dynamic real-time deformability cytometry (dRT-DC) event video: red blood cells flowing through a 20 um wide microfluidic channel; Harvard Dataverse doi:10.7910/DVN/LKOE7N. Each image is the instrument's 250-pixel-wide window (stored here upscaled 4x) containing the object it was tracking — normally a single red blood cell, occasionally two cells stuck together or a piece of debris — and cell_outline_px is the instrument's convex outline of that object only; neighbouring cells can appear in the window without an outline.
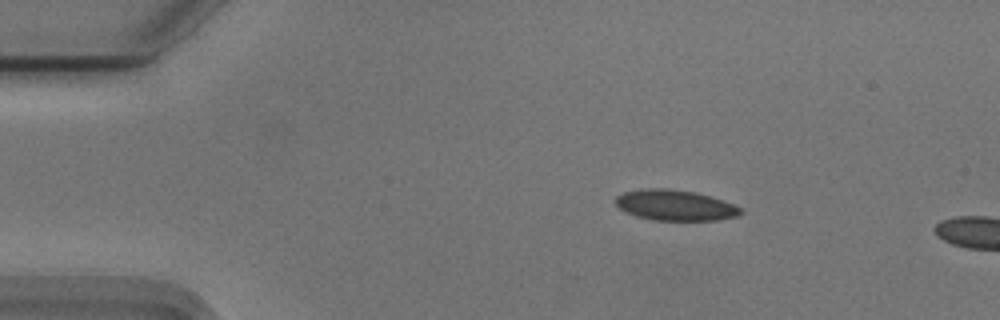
{"species": "Egyptian fruit bat (a non-hibernating species)", "species_latin": "Rousettus aegyptiacus", "temperature_condition": "cold", "stored_images_in_passage": 5, "camera_frame_rate_fps": 3000, "um_per_image_px": 0.085, "animal": {"sex": "male"}, "frame": {"image": 1, "passage_image": 1, "time_ms": 0.0, "image_size_px": [1000, 320], "cell_outline_px": [[744, 212], [736, 216], [720, 220], [652, 220], [636, 216], [624, 212], [616, 204], [616, 196], [624, 192], [648, 188], [668, 188], [696, 192], [712, 196], [724, 200], [740, 208]], "centroid_in_image_um": [57.39, 17.44], "position_along_channel_um": 27.6, "area_um2": 22.43}}